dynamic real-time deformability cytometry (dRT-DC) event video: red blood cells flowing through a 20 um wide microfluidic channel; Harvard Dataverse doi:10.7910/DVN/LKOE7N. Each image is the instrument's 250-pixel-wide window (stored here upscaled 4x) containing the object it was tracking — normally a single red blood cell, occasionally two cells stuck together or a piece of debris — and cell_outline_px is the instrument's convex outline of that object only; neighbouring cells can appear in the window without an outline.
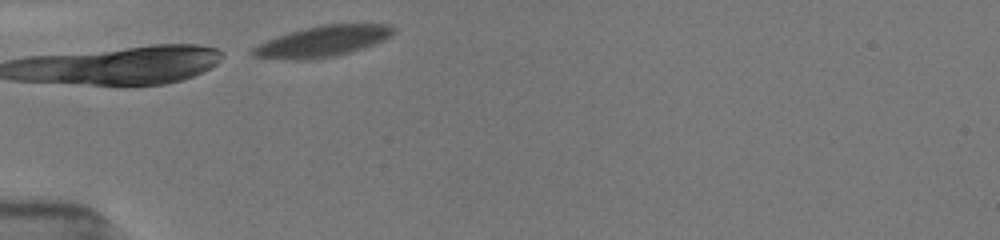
{"species": "common noctule bat (a hibernating species)", "species_latin": "Nyctalus noctula", "temperature_condition": "room temperature", "stored_images_in_passage": 3, "camera_frame_rate_fps": 3000, "um_per_image_px": 0.085, "animal": {"sex": "female", "body_mass_g": 19.5, "forearm_length_mm": 54.1}, "frame": {"image": 1, "passage_image": 1, "time_ms": 0.0, "image_size_px": [1000, 240], "cell_outline_px": [[392, 32], [384, 40], [348, 52], [332, 56], [300, 60], [296, 60], [252, 56], [252, 48], [268, 40], [304, 28], [324, 24], [388, 24], [392, 28]], "centroid_in_image_um": [27.4, 3.5], "position_along_channel_um": 57.6, "area_um2": 24.33}}
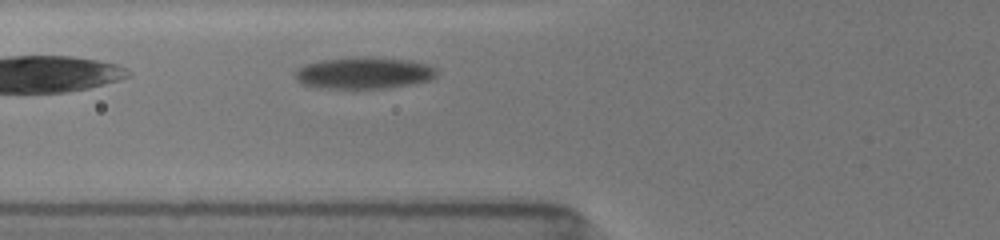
{"frame": {"image": 2, "passage_image": 3, "time_ms": 1.333, "image_size_px": [1000, 240], "cell_outline_px": [[440, 72], [432, 80], [412, 84], [384, 88], [320, 88], [304, 84], [296, 80], [296, 72], [304, 64], [324, 60], [408, 60], [424, 64], [436, 68]], "centroid_in_image_um": [30.98, 6.26], "position_along_channel_um": 94.8, "area_um2": 24.8}}